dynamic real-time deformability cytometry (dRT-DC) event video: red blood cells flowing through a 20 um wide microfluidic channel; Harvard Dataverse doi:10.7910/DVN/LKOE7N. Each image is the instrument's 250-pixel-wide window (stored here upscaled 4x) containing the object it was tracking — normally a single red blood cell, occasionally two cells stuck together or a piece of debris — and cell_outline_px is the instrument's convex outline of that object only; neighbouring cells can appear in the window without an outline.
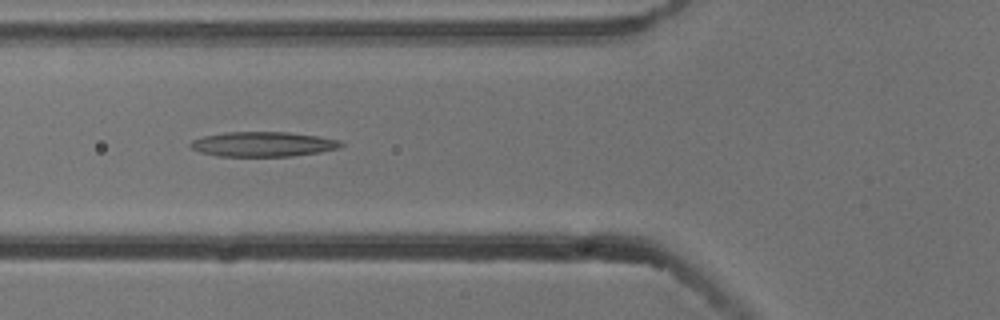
{"species": "common noctule bat (a hibernating species)", "species_latin": "Nyctalus noctula", "temperature_condition": "cold", "stored_images_in_passage": 9, "camera_frame_rate_fps": 3000, "um_per_image_px": 0.085, "animal": {"sex": "male", "body_mass_g": 13.3}, "frame": {"image": 1, "passage_image": 4, "time_ms": 1.0, "image_size_px": [1000, 320], "cell_outline_px": [[344, 144], [340, 148], [320, 152], [292, 156], [216, 156], [200, 152], [192, 148], [188, 144], [192, 140], [204, 136], [224, 132], [288, 132], [320, 136], [340, 140]], "centroid_in_image_um": [22.37, 12.25], "position_along_channel_um": 103.4, "area_um2": 21.91}}
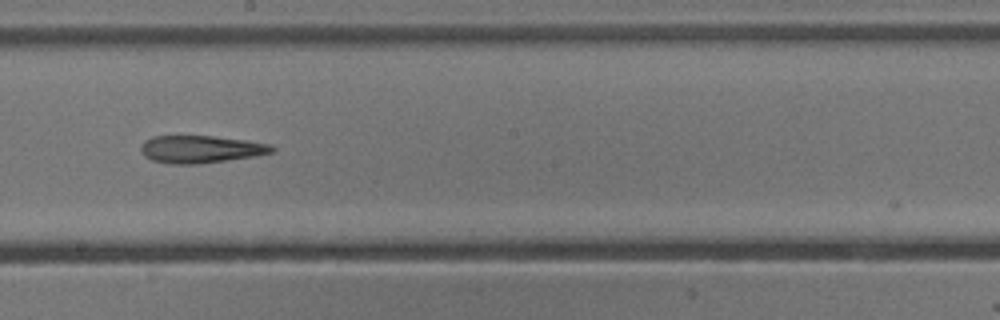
{"frame": {"image": 2, "passage_image": 7, "time_ms": 2.0, "image_size_px": [1000, 320], "cell_outline_px": [[276, 152], [256, 156], [200, 164], [168, 164], [152, 160], [144, 156], [140, 148], [140, 144], [144, 140], [152, 136], [212, 136], [248, 140], [272, 144], [276, 148]], "centroid_in_image_um": [17.09, 12.68], "position_along_channel_um": 231.1, "area_um2": 21.39}}
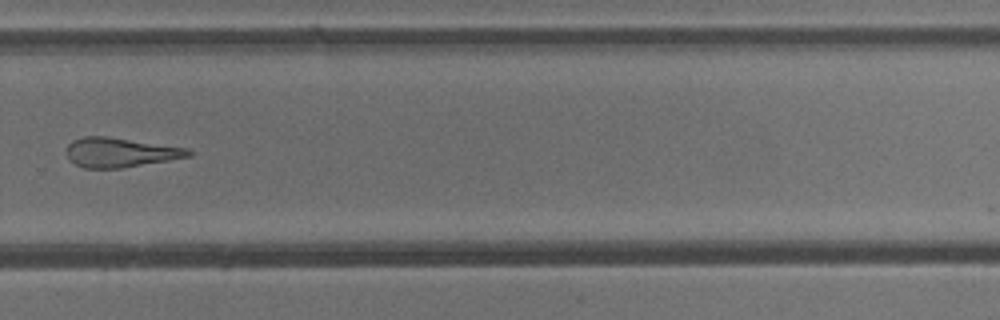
{"frame": {"image": 3, "passage_image": 9, "time_ms": 2.667, "image_size_px": [1000, 320], "cell_outline_px": [[192, 156], [120, 168], [84, 168], [76, 164], [68, 156], [68, 144], [72, 140], [84, 136], [104, 136], [188, 148], [192, 152]], "centroid_in_image_um": [10.23, 12.95], "position_along_channel_um": 319.6, "area_um2": 20.58}}